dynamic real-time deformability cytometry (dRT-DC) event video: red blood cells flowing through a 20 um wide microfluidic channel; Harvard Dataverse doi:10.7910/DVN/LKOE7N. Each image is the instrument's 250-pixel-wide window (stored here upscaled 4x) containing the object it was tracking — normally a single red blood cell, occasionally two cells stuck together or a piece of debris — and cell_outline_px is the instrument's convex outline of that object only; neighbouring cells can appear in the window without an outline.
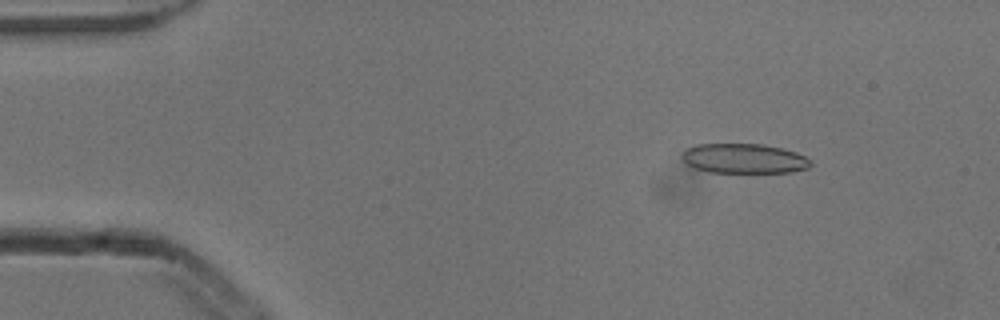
{"species": "common noctule bat (a hibernating species)", "species_latin": "Nyctalus noctula", "temperature_condition": "cold", "stored_images_in_passage": 5, "camera_frame_rate_fps": 3000, "um_per_image_px": 0.085, "animal": {"sex": "male", "body_mass_g": 13.3}, "frame": {"image": 1, "passage_image": 2, "time_ms": 0.333, "image_size_px": [1000, 320], "cell_outline_px": [[812, 164], [808, 168], [788, 172], [708, 172], [696, 168], [688, 164], [680, 156], [688, 148], [696, 144], [760, 144], [780, 148], [796, 152], [812, 160]], "centroid_in_image_um": [63.25, 13.47], "position_along_channel_um": 21.7, "area_um2": 22.08}}